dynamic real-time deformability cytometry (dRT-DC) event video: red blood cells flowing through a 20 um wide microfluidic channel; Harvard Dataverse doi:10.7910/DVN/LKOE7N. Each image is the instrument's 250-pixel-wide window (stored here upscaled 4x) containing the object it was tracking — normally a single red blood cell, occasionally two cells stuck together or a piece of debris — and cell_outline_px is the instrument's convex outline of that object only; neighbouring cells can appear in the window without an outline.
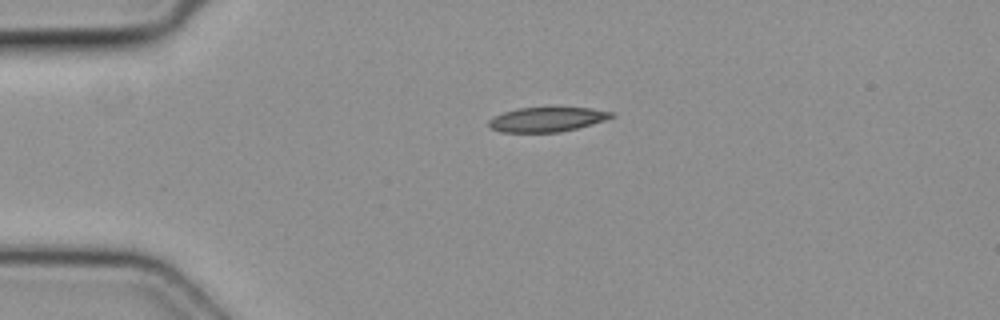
{"species": "common noctule bat (a hibernating species)", "species_latin": "Nyctalus noctula", "temperature_condition": "cold", "stored_images_in_passage": 2, "camera_frame_rate_fps": 3000, "um_per_image_px": 0.085, "animal": {"sex": "female", "body_mass_g": 19.3, "forearm_length_mm": 54.1}, "frame": {"image": 1, "passage_image": 1, "time_ms": 0.0, "image_size_px": [1000, 320], "cell_outline_px": [[616, 116], [592, 124], [560, 132], [500, 132], [492, 128], [488, 124], [488, 120], [504, 112], [516, 108], [552, 104], [592, 108], [616, 112]], "centroid_in_image_um": [46.56, 10.08], "position_along_channel_um": 38.4, "area_um2": 18.55}}
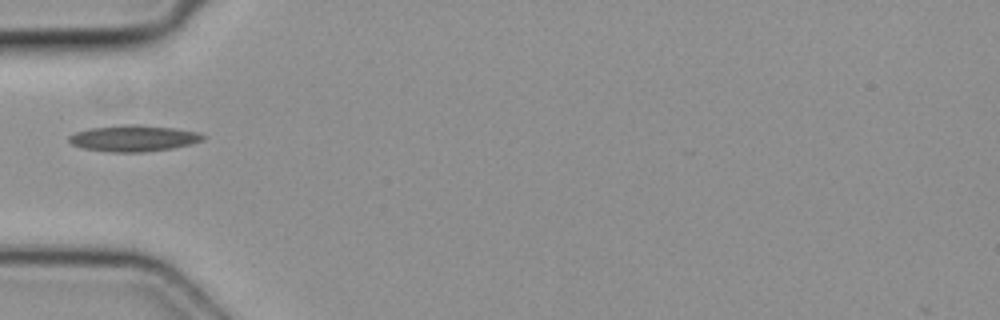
{"frame": {"image": 2, "passage_image": 2, "time_ms": 0.333, "image_size_px": [1000, 320], "cell_outline_px": [[208, 136], [204, 140], [192, 144], [172, 148], [144, 152], [112, 152], [84, 148], [72, 144], [68, 140], [68, 136], [76, 132], [88, 128], [128, 124], [136, 124], [172, 128], [200, 132]], "centroid_in_image_um": [11.4, 11.75], "position_along_channel_um": 73.6, "area_um2": 20.58}}